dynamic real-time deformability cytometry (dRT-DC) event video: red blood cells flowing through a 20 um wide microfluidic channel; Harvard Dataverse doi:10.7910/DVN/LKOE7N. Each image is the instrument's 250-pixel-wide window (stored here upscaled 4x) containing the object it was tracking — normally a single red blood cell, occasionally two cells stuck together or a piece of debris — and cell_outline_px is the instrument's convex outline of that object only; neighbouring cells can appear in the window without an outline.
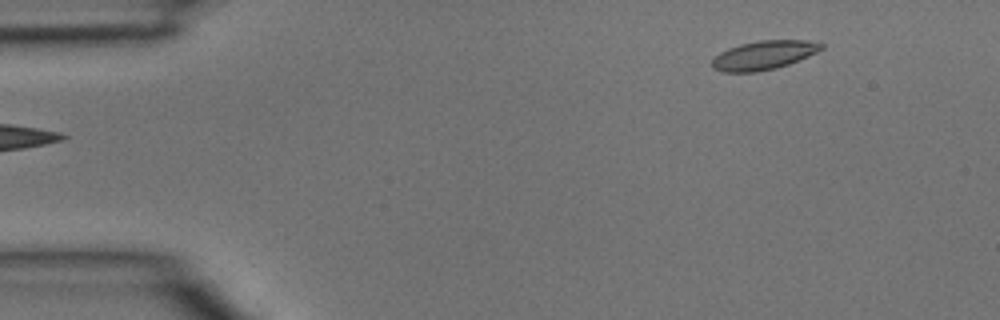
{"species": "common noctule bat (a hibernating species)", "species_latin": "Nyctalus noctula", "temperature_condition": "room temperature", "stored_images_in_passage": 4, "segment_of_instrument_passage": [2, 2], "camera_frame_rate_fps": 3000, "um_per_image_px": 0.085, "animal": {"sex": "male", "body_mass_g": 15.6}, "frame": {"image": 1, "passage_image": 4, "time_ms": 1.0, "image_size_px": [1000, 320], "cell_outline_px": [[824, 48], [808, 56], [788, 64], [776, 68], [756, 72], [724, 72], [712, 68], [712, 60], [720, 52], [728, 48], [740, 44], [760, 40], [804, 40], [824, 44]], "centroid_in_image_um": [64.9, 4.69], "position_along_channel_um": 20.1, "area_um2": 18.26}}